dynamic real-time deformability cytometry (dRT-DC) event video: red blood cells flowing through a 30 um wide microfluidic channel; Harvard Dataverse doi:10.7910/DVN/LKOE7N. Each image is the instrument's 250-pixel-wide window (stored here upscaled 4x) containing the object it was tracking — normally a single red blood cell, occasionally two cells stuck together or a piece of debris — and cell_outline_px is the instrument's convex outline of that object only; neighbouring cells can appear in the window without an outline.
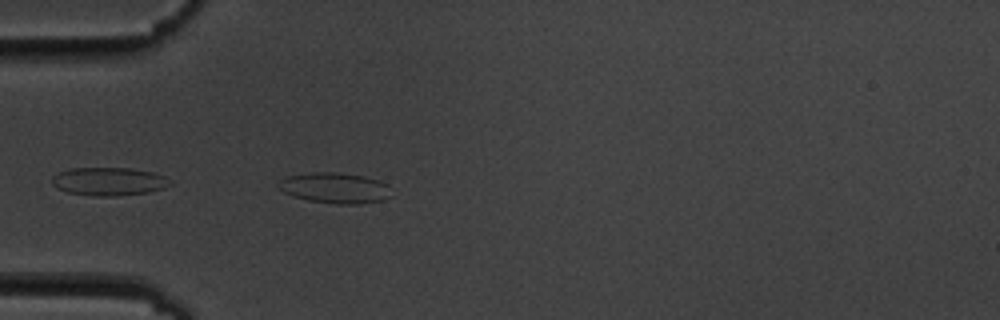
{"species": "common noctule bat (a hibernating species)", "species_latin": "Nyctalus noctula", "temperature_condition": "cold", "stored_images_in_passage": 5, "camera_frame_rate_fps": 3000, "um_per_image_px": 0.085, "animal": {"sex": "male", "body_mass_g": 19.5, "forearm_length_mm": 54.6}, "frame": {"image": 1, "passage_image": 5, "time_ms": 4.667, "image_size_px": [1000, 320], "cell_outline_px": [[392, 196], [384, 200], [360, 204], [336, 204], [308, 200], [292, 196], [284, 192], [276, 184], [280, 180], [288, 176], [312, 172], [340, 172], [364, 176], [380, 180], [388, 184]], "centroid_in_image_um": [28.51, 15.97], "position_along_channel_um": 56.5, "area_um2": 20.4}}